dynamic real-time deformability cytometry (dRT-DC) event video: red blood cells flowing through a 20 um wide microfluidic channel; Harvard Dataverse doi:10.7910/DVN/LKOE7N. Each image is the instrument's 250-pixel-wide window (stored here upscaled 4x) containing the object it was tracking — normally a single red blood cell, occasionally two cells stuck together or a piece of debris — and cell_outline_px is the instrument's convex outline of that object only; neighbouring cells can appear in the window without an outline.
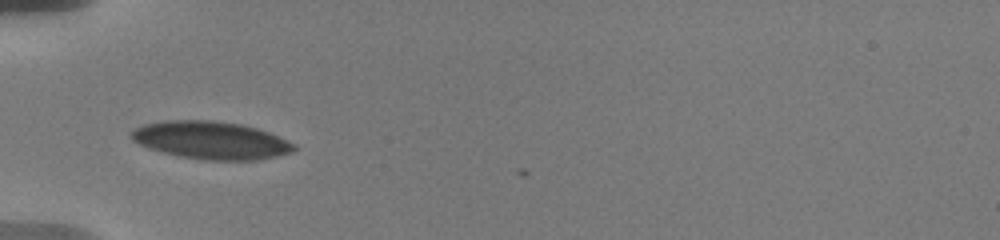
{"species": "human", "species_latin": "Homo sapiens", "temperature_condition": "warm", "stored_images_in_passage": 8, "camera_frame_rate_fps": 3000, "um_per_image_px": 0.085, "donor": {"sex": "male"}, "frame": {"image": 1, "passage_image": 1, "time_ms": 0.0, "image_size_px": [1000, 240], "cell_outline_px": [[296, 148], [292, 152], [280, 156], [256, 160], [208, 160], [180, 156], [164, 152], [140, 144], [132, 140], [132, 132], [136, 128], [144, 124], [168, 120], [212, 120], [240, 124], [256, 128], [268, 132], [296, 144]], "centroid_in_image_um": [17.99, 11.92], "position_along_channel_um": 67.0, "area_um2": 35.43}}
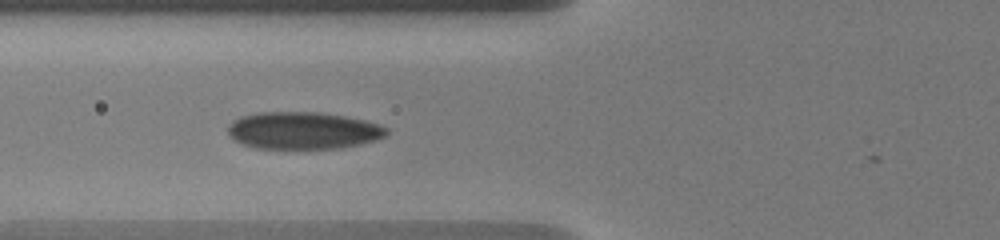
{"frame": {"image": 2, "passage_image": 7, "time_ms": 1.0, "image_size_px": [1000, 240], "cell_outline_px": [[388, 136], [376, 140], [360, 144], [340, 148], [256, 148], [244, 144], [236, 140], [228, 132], [228, 128], [232, 120], [240, 116], [256, 112], [320, 112], [344, 116], [364, 120], [388, 128]], "centroid_in_image_um": [25.78, 11.08], "position_along_channel_um": 100.0, "area_um2": 34.33}}